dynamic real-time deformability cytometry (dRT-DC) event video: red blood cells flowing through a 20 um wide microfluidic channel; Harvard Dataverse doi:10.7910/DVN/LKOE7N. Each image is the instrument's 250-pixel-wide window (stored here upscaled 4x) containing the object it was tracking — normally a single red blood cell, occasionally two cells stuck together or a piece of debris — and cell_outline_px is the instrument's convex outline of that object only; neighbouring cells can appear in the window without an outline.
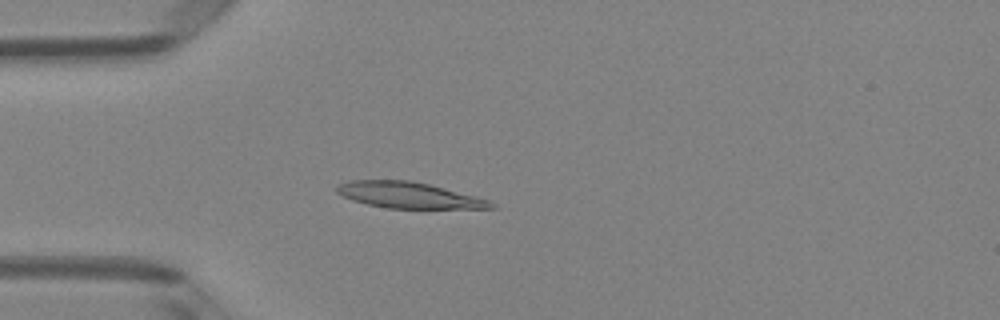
{"species": "Egyptian fruit bat (a non-hibernating species)", "species_latin": "Rousettus aegyptiacus", "temperature_condition": "room temperature", "stored_images_in_passage": 3, "camera_frame_rate_fps": 3000, "um_per_image_px": 0.085, "animal": {"sex": "female"}, "frame": {"image": 1, "passage_image": 3, "time_ms": 0.667, "image_size_px": [1000, 320], "cell_outline_px": [[496, 208], [388, 208], [368, 204], [352, 200], [336, 192], [336, 188], [340, 184], [352, 180], [412, 180], [476, 196], [488, 200], [496, 204]], "centroid_in_image_um": [34.75, 16.58], "position_along_channel_um": 50.2, "area_um2": 23.12}}